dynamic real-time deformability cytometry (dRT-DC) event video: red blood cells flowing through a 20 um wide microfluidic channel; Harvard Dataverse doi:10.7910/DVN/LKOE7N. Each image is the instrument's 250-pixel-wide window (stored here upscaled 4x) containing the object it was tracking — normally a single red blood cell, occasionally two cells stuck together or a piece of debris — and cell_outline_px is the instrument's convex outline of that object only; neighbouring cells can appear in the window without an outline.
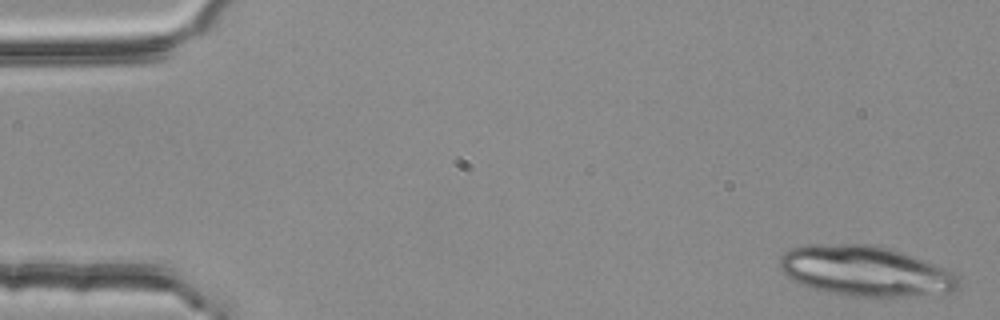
{"species": "common noctule bat (a hibernating species)", "species_latin": "Nyctalus noctula", "temperature_condition": "room temperature", "stored_images_in_passage": 3, "camera_frame_rate_fps": 3000, "um_per_image_px": 0.085, "animal": {"sex": "female", "body_mass_g": 25.1}, "frame": {"image": 1, "passage_image": 1, "time_ms": 0.0, "image_size_px": [1000, 320], "cell_outline_px": [[960, 288], [952, 292], [884, 300], [880, 300], [848, 296], [828, 292], [812, 288], [800, 284], [792, 280], [780, 268], [780, 256], [784, 252], [792, 248], [808, 244], [872, 244], [888, 248], [912, 256], [944, 268], [952, 272], [960, 280]], "centroid_in_image_um": [73.58, 23.09], "position_along_channel_um": 11.4, "area_um2": 53.29}}